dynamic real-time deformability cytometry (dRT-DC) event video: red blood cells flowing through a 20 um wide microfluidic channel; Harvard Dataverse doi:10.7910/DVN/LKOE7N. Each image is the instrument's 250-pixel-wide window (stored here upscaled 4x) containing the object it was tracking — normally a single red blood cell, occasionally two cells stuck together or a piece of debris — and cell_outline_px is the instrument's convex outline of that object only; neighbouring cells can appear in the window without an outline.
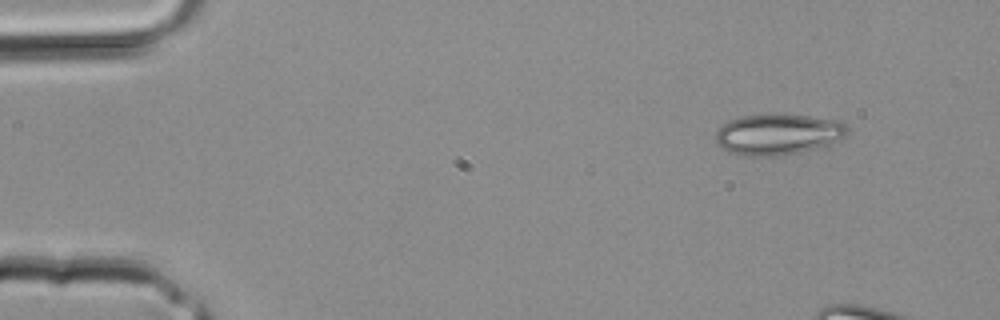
{"species": "common noctule bat (a hibernating species)", "species_latin": "Nyctalus noctula", "temperature_condition": "room temperature", "stored_images_in_passage": 3, "camera_frame_rate_fps": 3000, "um_per_image_px": 0.085, "animal": {"sex": "male", "body_mass_g": 20.4}, "frame": {"image": 1, "passage_image": 1, "time_ms": 0.0, "image_size_px": [1000, 320], "cell_outline_px": [[848, 132], [840, 140], [828, 148], [776, 156], [744, 156], [728, 152], [720, 148], [716, 140], [716, 132], [728, 120], [744, 116], [772, 112], [808, 116], [836, 120], [844, 124], [848, 128]], "centroid_in_image_um": [66.17, 11.42], "position_along_channel_um": 18.8, "area_um2": 32.31}}